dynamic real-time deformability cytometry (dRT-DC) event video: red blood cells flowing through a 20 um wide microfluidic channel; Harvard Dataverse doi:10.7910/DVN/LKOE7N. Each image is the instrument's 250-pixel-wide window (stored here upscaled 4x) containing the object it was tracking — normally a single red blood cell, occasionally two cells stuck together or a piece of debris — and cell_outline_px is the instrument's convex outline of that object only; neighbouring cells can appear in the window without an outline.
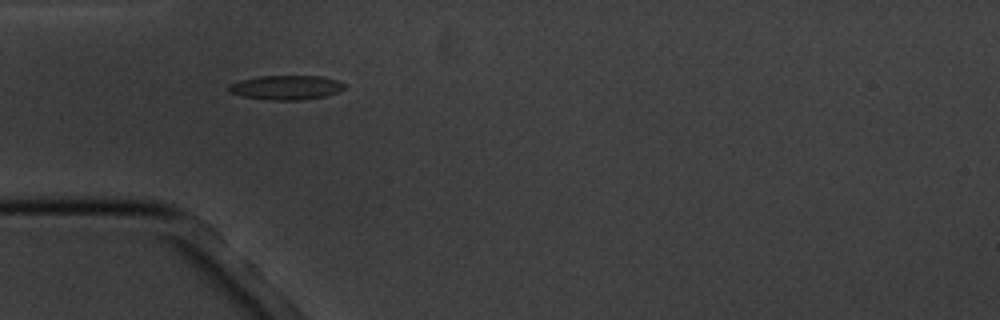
{"species": "common noctule bat (a hibernating species)", "species_latin": "Nyctalus noctula", "temperature_condition": "cold", "stored_images_in_passage": 6, "camera_frame_rate_fps": 3000, "um_per_image_px": 0.085, "animal": {"sex": "male", "body_mass_g": 20.1, "forearm_length_mm": 53.5}, "frame": {"image": 1, "passage_image": 5, "time_ms": 4.667, "image_size_px": [1000, 320], "cell_outline_px": [[344, 88], [336, 92], [324, 96], [300, 100], [268, 100], [244, 96], [228, 92], [228, 88], [232, 84], [240, 80], [260, 76], [320, 76], [336, 80], [344, 84]], "centroid_in_image_um": [24.3, 7.44], "position_along_channel_um": 60.7, "area_um2": 16.13}}
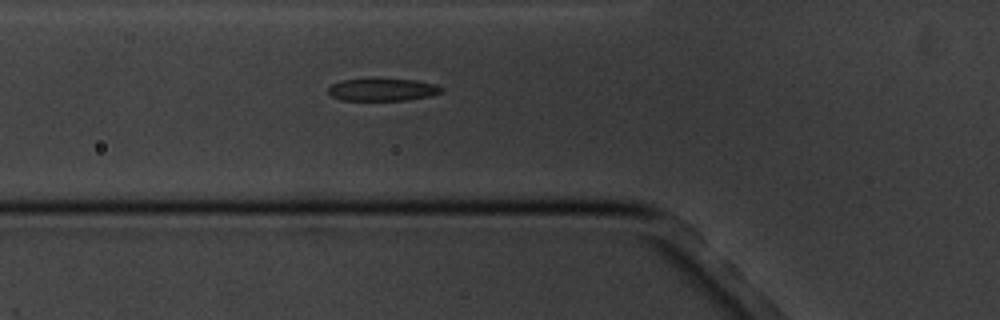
{"frame": {"image": 2, "passage_image": 6, "time_ms": 5.667, "image_size_px": [1000, 320], "cell_outline_px": [[444, 88], [440, 92], [428, 96], [404, 100], [340, 100], [332, 96], [328, 92], [328, 88], [332, 84], [340, 80], [372, 76], [416, 80], [436, 84]], "centroid_in_image_um": [32.46, 7.56], "position_along_channel_um": 93.3, "area_um2": 15.49}}